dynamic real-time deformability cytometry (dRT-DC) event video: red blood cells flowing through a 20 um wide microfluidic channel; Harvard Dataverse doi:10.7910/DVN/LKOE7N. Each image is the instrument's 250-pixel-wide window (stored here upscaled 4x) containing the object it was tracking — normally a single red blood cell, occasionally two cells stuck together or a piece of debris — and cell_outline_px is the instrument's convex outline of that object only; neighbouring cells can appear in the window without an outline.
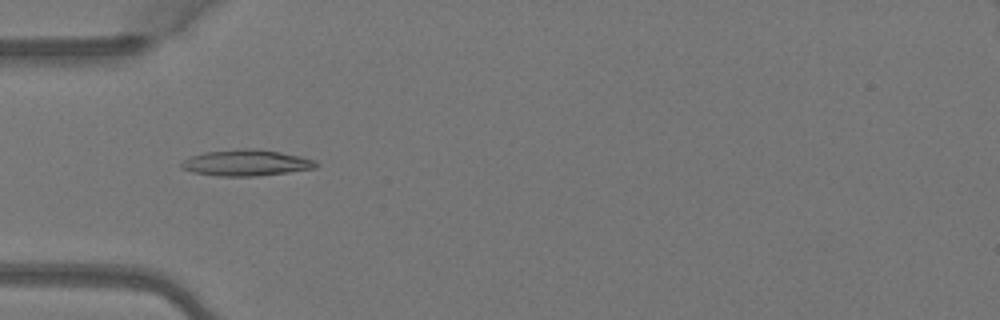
{"species": "Egyptian fruit bat (a non-hibernating species)", "species_latin": "Rousettus aegyptiacus", "temperature_condition": "warm", "stored_images_in_passage": 3, "camera_frame_rate_fps": 3000, "um_per_image_px": 0.085, "animal": {"sex": "female"}, "frame": {"image": 1, "passage_image": 1, "time_ms": 0.0, "image_size_px": [1000, 320], "cell_outline_px": [[320, 164], [316, 168], [288, 172], [256, 176], [216, 176], [192, 172], [180, 168], [180, 164], [184, 160], [192, 156], [204, 152], [248, 148], [256, 148], [280, 152], [300, 156], [316, 160]], "centroid_in_image_um": [20.94, 13.84], "position_along_channel_um": 64.1, "area_um2": 20.58}}
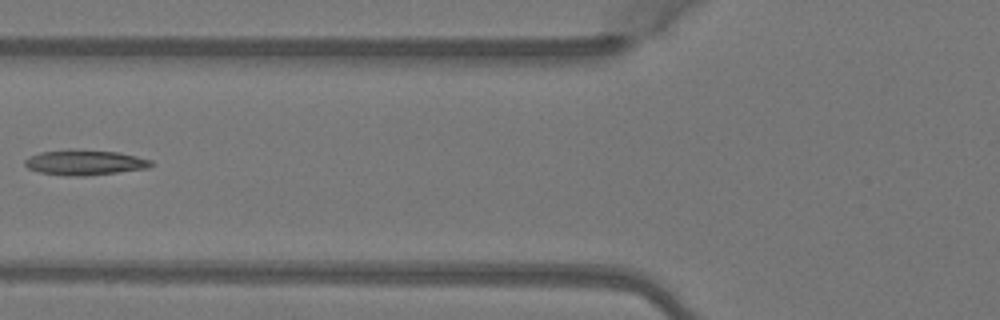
{"frame": {"image": 2, "passage_image": 2, "time_ms": 0.333, "image_size_px": [1000, 320], "cell_outline_px": [[152, 164], [148, 168], [88, 176], [64, 176], [40, 172], [28, 168], [24, 164], [24, 160], [28, 156], [40, 152], [120, 152], [152, 160]], "centroid_in_image_um": [7.21, 13.86], "position_along_channel_um": 118.6, "area_um2": 17.74}}
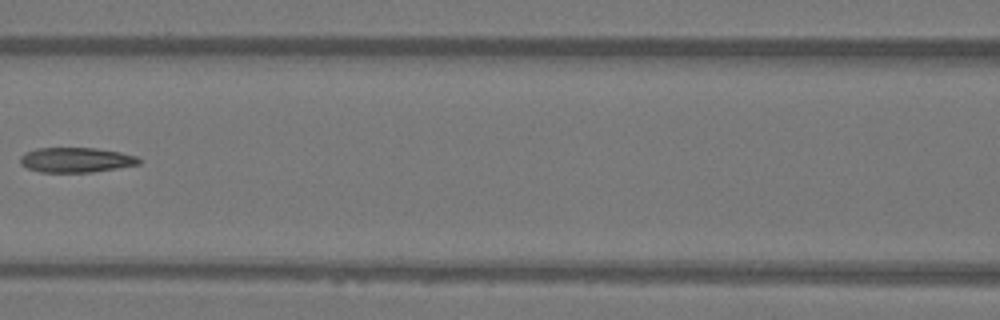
{"frame": {"image": 3, "passage_image": 3, "time_ms": 0.667, "image_size_px": [1000, 320], "cell_outline_px": [[140, 164], [92, 172], [40, 172], [28, 168], [20, 164], [20, 156], [24, 152], [36, 148], [96, 148], [120, 152], [136, 156], [140, 160]], "centroid_in_image_um": [6.43, 13.59], "position_along_channel_um": 160.2, "area_um2": 17.22}}